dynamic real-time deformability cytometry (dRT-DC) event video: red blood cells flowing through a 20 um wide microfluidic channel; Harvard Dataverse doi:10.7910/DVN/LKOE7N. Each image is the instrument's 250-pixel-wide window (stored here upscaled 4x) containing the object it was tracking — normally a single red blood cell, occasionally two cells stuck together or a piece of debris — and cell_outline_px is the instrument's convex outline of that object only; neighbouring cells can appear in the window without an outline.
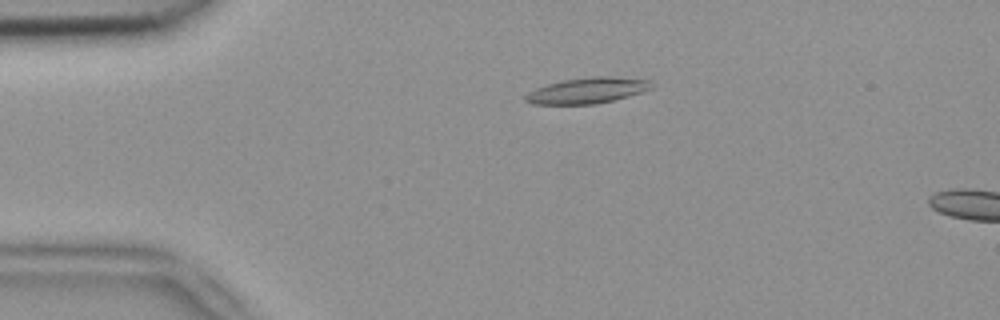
{"species": "common noctule bat (a hibernating species)", "species_latin": "Nyctalus noctula", "temperature_condition": "room temperature", "stored_images_in_passage": 5, "camera_frame_rate_fps": 3000, "um_per_image_px": 0.085, "animal": {"sex": "female", "body_mass_g": 18.4}, "frame": {"image": 1, "passage_image": 4, "time_ms": 1.0, "image_size_px": [1000, 320], "cell_outline_px": [[652, 88], [628, 96], [596, 104], [532, 104], [524, 100], [524, 96], [528, 92], [536, 88], [548, 84], [564, 80], [592, 76], [608, 76], [648, 80]], "centroid_in_image_um": [49.86, 7.7], "position_along_channel_um": 35.1, "area_um2": 18.67}}